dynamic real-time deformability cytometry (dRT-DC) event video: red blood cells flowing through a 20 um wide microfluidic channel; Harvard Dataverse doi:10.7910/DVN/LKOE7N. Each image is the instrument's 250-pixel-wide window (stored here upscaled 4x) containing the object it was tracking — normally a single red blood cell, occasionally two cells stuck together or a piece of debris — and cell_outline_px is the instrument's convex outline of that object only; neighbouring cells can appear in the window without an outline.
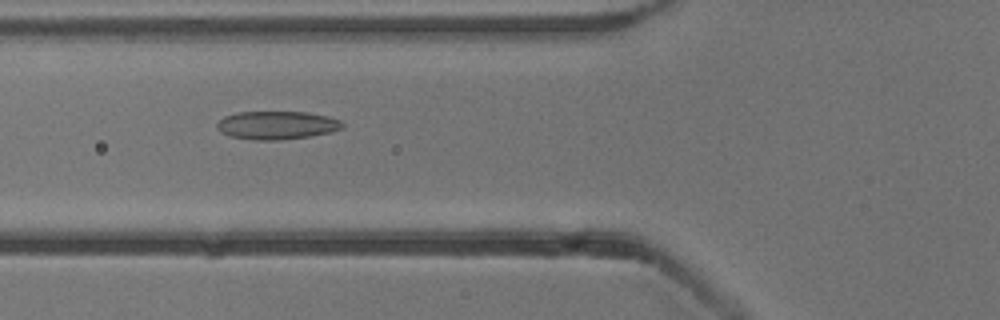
{"species": "common noctule bat (a hibernating species)", "species_latin": "Nyctalus noctula", "temperature_condition": "cold", "stored_images_in_passage": 52, "camera_frame_rate_fps": 3000, "um_per_image_px": 0.085, "animal": {"sex": "male", "body_mass_g": 13.3}, "frame": {"image": 1, "passage_image": 19, "time_ms": 6.0, "image_size_px": [1000, 320], "cell_outline_px": [[344, 128], [332, 132], [308, 136], [280, 140], [252, 140], [228, 136], [220, 132], [216, 128], [216, 124], [224, 116], [236, 112], [308, 112], [328, 116], [340, 120], [344, 124]], "centroid_in_image_um": [23.52, 10.64], "position_along_channel_um": 102.3, "area_um2": 20.87}}
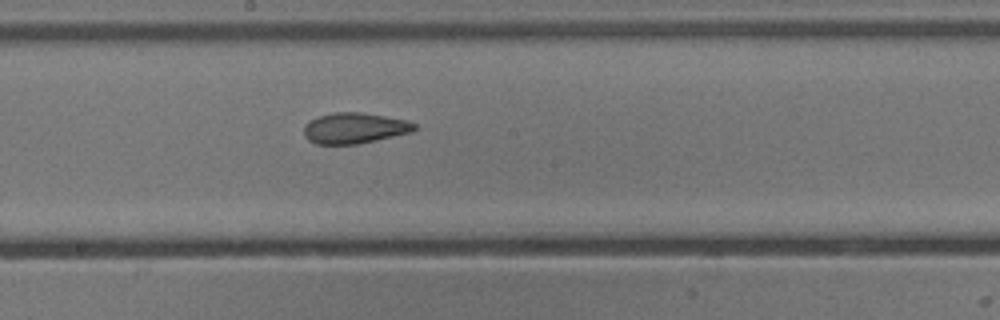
{"frame": {"image": 2, "passage_image": 28, "time_ms": 9.0, "image_size_px": [1000, 320], "cell_outline_px": [[416, 128], [412, 132], [356, 144], [316, 144], [308, 140], [304, 136], [304, 124], [316, 116], [336, 112], [360, 112], [408, 120], [416, 124]], "centroid_in_image_um": [30.1, 10.88], "position_along_channel_um": 218.1, "area_um2": 19.83}}
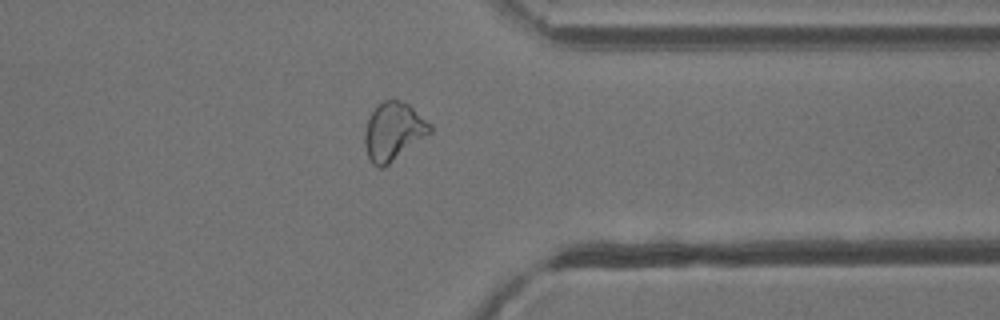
{"frame": {"image": 3, "passage_image": 41, "time_ms": 13.333, "image_size_px": [1000, 320], "cell_outline_px": [[432, 132], [388, 164], [380, 168], [372, 164], [368, 156], [364, 144], [364, 132], [368, 120], [372, 112], [384, 100], [400, 100], [408, 104], [432, 124]], "centroid_in_image_um": [33.45, 11.17], "position_along_channel_um": 378.0, "area_um2": 21.79}, "authors_computed_cell_mechanics": {"area_um2": 21.7617, "velocity_mm_per_s": 3.8414, "shape_relaxation_time_tau1_ms": null, "shape_relaxation_time_tau2_ms": 1.9778, "deformation_change_tau1": null, "deformation_change_tau2": 0.0901}}